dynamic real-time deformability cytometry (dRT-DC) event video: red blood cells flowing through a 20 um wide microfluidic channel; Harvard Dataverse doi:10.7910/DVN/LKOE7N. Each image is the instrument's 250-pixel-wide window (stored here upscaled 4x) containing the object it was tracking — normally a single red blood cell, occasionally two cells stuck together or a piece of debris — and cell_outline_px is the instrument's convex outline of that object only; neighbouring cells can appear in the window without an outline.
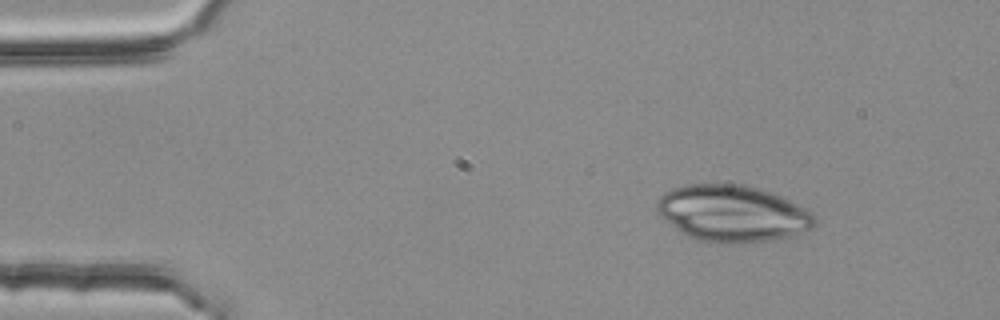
{"species": "common noctule bat (a hibernating species)", "species_latin": "Nyctalus noctula", "temperature_condition": "room temperature", "stored_images_in_passage": 3, "camera_frame_rate_fps": 3000, "um_per_image_px": 0.085, "animal": {"sex": "female", "body_mass_g": 25.1}, "frame": {"image": 1, "passage_image": 1, "time_ms": 0.0, "image_size_px": [1000, 320], "cell_outline_px": [[816, 224], [812, 228], [788, 236], [772, 240], [740, 244], [708, 244], [696, 240], [680, 232], [664, 220], [656, 212], [656, 200], [664, 192], [672, 188], [684, 184], [748, 184], [780, 196], [812, 212], [816, 216]], "centroid_in_image_um": [62.2, 18.16], "position_along_channel_um": 22.8, "area_um2": 52.71}}